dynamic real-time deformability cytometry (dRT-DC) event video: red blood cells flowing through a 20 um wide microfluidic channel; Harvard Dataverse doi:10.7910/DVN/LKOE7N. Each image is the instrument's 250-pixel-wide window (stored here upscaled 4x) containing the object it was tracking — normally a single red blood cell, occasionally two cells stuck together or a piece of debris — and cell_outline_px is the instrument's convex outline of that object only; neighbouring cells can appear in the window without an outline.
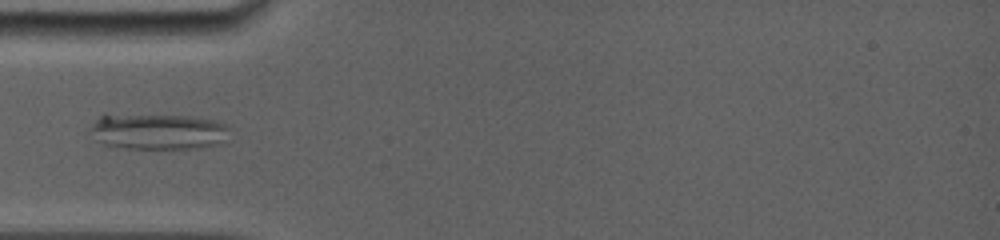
{"species": "common noctule bat (a hibernating species)", "species_latin": "Nyctalus noctula", "temperature_condition": "room temperature", "stored_images_in_passage": 22, "camera_frame_rate_fps": 5000, "um_per_image_px": 0.085, "animal": {"sex": "female", "body_mass_g": 19.0, "forearm_length_mm": 56.7}, "frame": {"image": 1, "passage_image": 10, "time_ms": 4.4, "image_size_px": [1000, 240], "cell_outline_px": [[232, 128], [216, 144], [204, 148], [124, 148], [104, 144], [96, 140], [88, 132], [88, 128], [104, 112], [196, 116], [216, 120]], "centroid_in_image_um": [13.33, 11.13], "position_along_channel_um": 71.7, "area_um2": 30.06}}
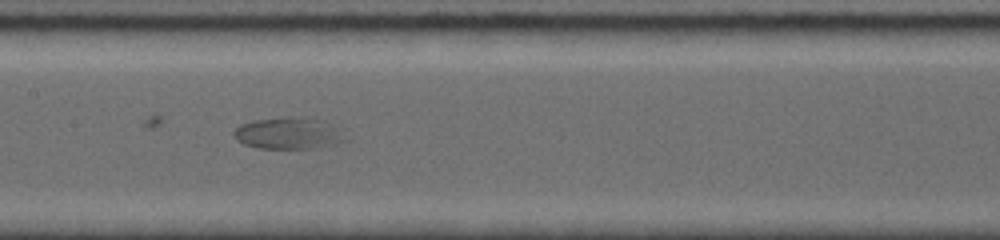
{"frame": {"image": 2, "passage_image": 14, "time_ms": 7.4, "image_size_px": [1000, 240], "cell_outline_px": [[352, 140], [316, 148], [260, 148], [244, 144], [236, 140], [232, 132], [240, 124], [256, 120], [304, 116], [320, 120], [348, 128]], "centroid_in_image_um": [24.72, 11.33], "position_along_channel_um": 182.7, "area_um2": 21.33}}
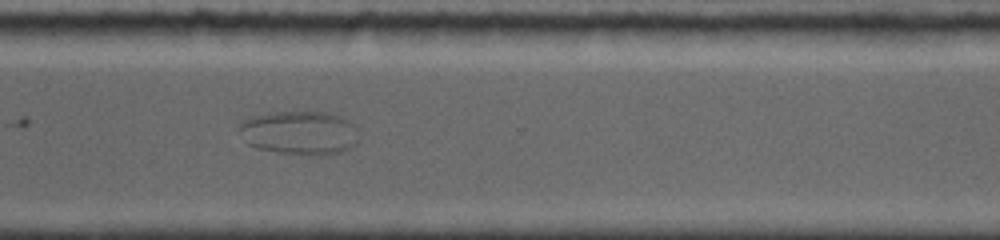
{"frame": {"image": 3, "passage_image": 20, "time_ms": 11.8, "image_size_px": [1000, 240], "cell_outline_px": [[356, 144], [344, 152], [280, 152], [256, 148], [248, 144], [240, 128], [240, 124], [244, 120], [252, 116], [268, 112], [328, 112], [340, 116], [348, 120], [356, 128]], "centroid_in_image_um": [25.45, 11.23], "position_along_channel_um": 345.1, "area_um2": 29.48}}